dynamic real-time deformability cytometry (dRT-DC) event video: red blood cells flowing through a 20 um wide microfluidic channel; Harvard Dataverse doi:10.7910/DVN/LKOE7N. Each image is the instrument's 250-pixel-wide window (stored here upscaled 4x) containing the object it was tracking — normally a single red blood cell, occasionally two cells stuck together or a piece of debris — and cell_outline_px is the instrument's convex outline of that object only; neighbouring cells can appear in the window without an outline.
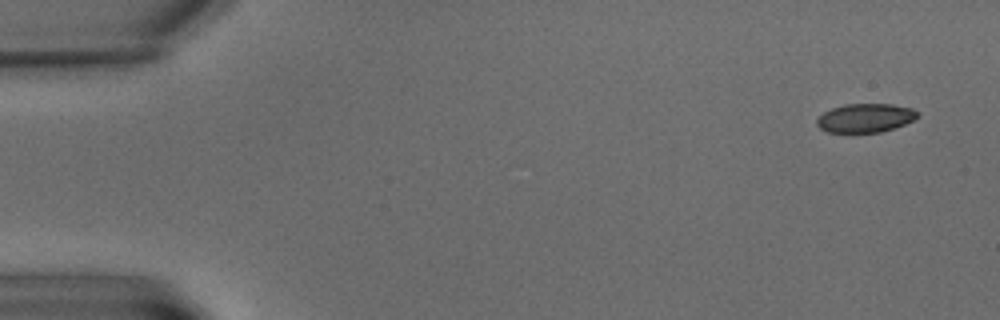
{"species": "common noctule bat (a hibernating species)", "species_latin": "Nyctalus noctula", "temperature_condition": "warm", "stored_images_in_passage": 6, "camera_frame_rate_fps": 3000, "um_per_image_px": 0.085, "animal": {"sex": "male", "body_mass_g": 15.6}, "frame": {"image": 1, "passage_image": 1, "time_ms": 0.0, "image_size_px": [1000, 320], "cell_outline_px": [[920, 116], [904, 124], [880, 132], [828, 132], [820, 128], [816, 124], [816, 120], [824, 112], [832, 108], [844, 104], [892, 104], [912, 108]], "centroid_in_image_um": [73.54, 10.02], "position_along_channel_um": 11.5, "area_um2": 16.7}}
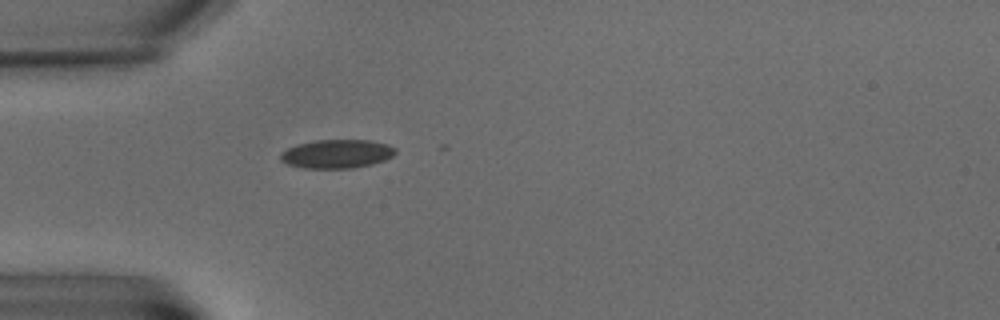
{"frame": {"image": 2, "passage_image": 6, "time_ms": 6.0, "image_size_px": [1000, 320], "cell_outline_px": [[396, 152], [392, 156], [384, 160], [372, 164], [352, 168], [304, 168], [288, 164], [280, 160], [280, 152], [296, 144], [316, 140], [368, 140], [388, 144], [396, 148]], "centroid_in_image_um": [28.62, 13.07], "position_along_channel_um": 56.4, "area_um2": 19.25}}